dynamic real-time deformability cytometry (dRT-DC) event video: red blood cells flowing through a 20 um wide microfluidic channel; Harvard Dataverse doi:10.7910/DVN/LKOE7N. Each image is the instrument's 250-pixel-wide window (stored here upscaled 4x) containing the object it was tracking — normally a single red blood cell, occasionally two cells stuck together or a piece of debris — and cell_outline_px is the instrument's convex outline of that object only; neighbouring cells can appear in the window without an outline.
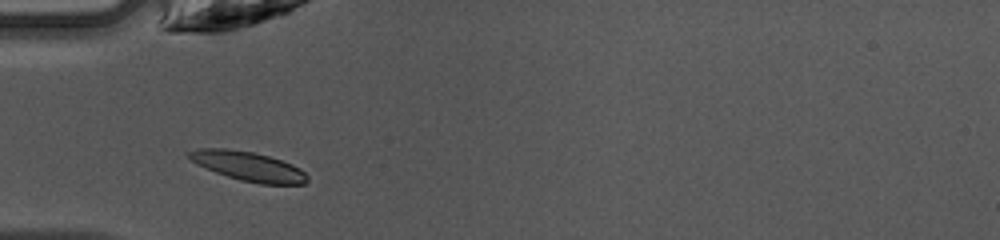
{"species": "common noctule bat (a hibernating species)", "species_latin": "Nyctalus noctula", "temperature_condition": "warm", "stored_images_in_passage": 35, "camera_frame_rate_fps": 3000, "um_per_image_px": 0.085, "animal": {"sex": "female", "body_mass_g": 10.0, "forearm_length_mm": 53.1}, "frame": {"image": 1, "passage_image": 3, "time_ms": 0.667, "image_size_px": [1000, 240], "cell_outline_px": [[308, 180], [304, 184], [260, 184], [240, 180], [216, 172], [192, 160], [188, 156], [188, 152], [200, 148], [228, 148], [252, 152], [268, 156], [292, 164], [300, 168], [308, 176]], "centroid_in_image_um": [21.15, 14.13], "position_along_channel_um": 63.8, "area_um2": 19.88}}
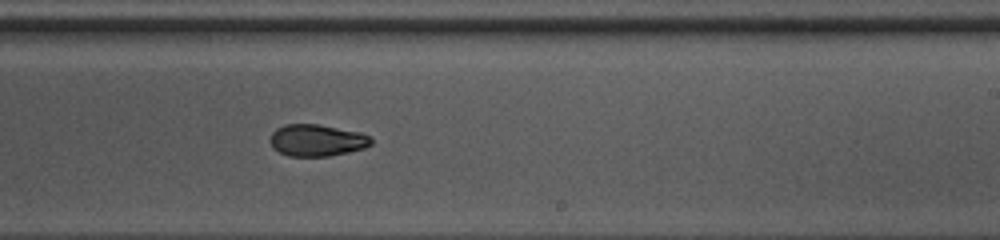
{"frame": {"image": 2, "passage_image": 17, "time_ms": 5.333, "image_size_px": [1000, 240], "cell_outline_px": [[372, 144], [364, 148], [348, 152], [328, 156], [288, 156], [272, 148], [268, 140], [272, 132], [276, 128], [284, 124], [316, 124], [360, 132], [368, 136], [372, 140]], "centroid_in_image_um": [26.88, 11.92], "position_along_channel_um": 262.1, "area_um2": 18.79}}
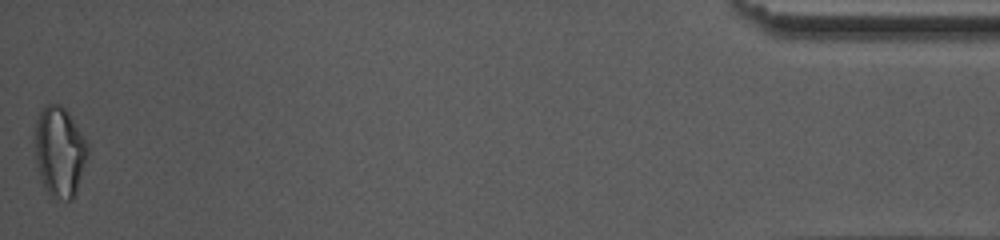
{"frame": {"image": 3, "passage_image": 35, "time_ms": 11.333, "image_size_px": [1000, 240], "cell_outline_px": [[88, 156], [76, 192], [72, 200], [68, 200], [52, 196], [40, 184], [36, 164], [36, 120], [44, 104], [60, 104], [68, 112], [84, 136], [88, 144]], "centroid_in_image_um": [5.07, 12.9], "position_along_channel_um": 430.1, "area_um2": 27.8}, "authors_computed_cell_mechanics": {"area_um2": 19.7098, "velocity_mm_per_s": 4.2701, "shape_relaxation_time_tau1_ms": 4.8877, "shape_relaxation_time_tau2_ms": 4.861, "deformation_change_tau1": 0.1663, "deformation_change_tau2": 0.084}}